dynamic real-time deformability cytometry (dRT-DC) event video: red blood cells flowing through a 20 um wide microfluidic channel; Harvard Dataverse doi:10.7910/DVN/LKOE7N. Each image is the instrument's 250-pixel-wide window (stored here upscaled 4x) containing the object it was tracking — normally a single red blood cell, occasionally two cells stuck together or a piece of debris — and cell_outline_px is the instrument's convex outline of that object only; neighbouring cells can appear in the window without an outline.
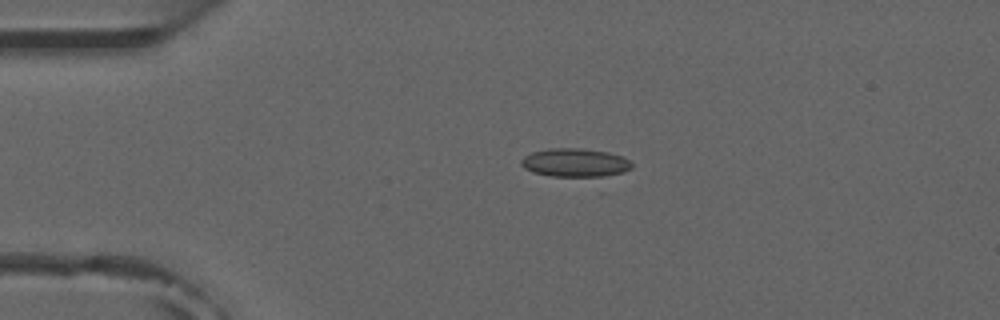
{"species": "common noctule bat (a hibernating species)", "species_latin": "Nyctalus noctula", "temperature_condition": "room temperature", "stored_images_in_passage": 4, "camera_frame_rate_fps": 3000, "um_per_image_px": 0.085, "animal": {"sex": "male", "forearm_length_mm": 52.5}, "frame": {"image": 1, "passage_image": 2, "time_ms": 1.0, "image_size_px": [1000, 320], "cell_outline_px": [[632, 168], [624, 172], [596, 180], [592, 180], [552, 176], [532, 172], [524, 168], [520, 164], [520, 160], [524, 156], [532, 152], [548, 148], [580, 148], [608, 152], [624, 156], [632, 164]], "centroid_in_image_um": [48.93, 13.88], "position_along_channel_um": 36.1, "area_um2": 19.42}}